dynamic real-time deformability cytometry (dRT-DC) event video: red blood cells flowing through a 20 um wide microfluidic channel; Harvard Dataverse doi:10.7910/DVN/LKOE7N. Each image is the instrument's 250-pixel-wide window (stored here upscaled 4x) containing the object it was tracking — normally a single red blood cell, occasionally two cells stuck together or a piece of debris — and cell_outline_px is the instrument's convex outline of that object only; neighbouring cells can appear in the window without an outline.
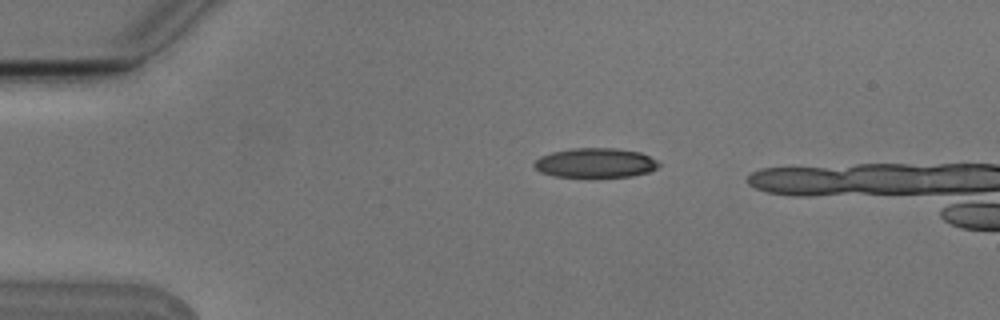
{"species": "Egyptian fruit bat (a non-hibernating species)", "species_latin": "Rousettus aegyptiacus", "temperature_condition": "cold", "stored_images_in_passage": 6, "camera_frame_rate_fps": 3000, "um_per_image_px": 0.085, "animal": {"sex": "male"}, "frame": {"image": 1, "passage_image": 6, "time_ms": 1.667, "image_size_px": [1000, 320], "cell_outline_px": [[660, 164], [656, 168], [648, 172], [632, 176], [552, 176], [540, 172], [532, 164], [540, 156], [552, 152], [572, 148], [616, 148], [640, 152], [656, 160]], "centroid_in_image_um": [50.58, 13.83], "position_along_channel_um": 34.4, "area_um2": 21.21}}